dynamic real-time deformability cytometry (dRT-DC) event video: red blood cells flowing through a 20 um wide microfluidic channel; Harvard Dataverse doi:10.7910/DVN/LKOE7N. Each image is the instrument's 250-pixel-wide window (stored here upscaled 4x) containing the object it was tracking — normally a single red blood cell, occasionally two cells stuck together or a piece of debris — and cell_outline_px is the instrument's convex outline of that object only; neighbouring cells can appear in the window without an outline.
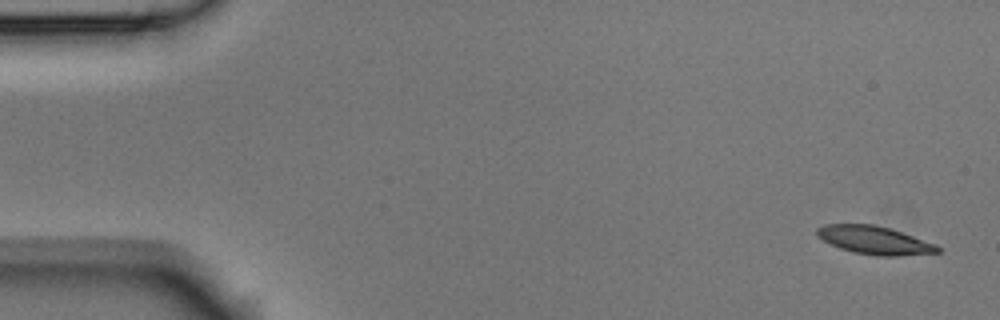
{"species": "Egyptian fruit bat (a non-hibernating species)", "species_latin": "Rousettus aegyptiacus", "temperature_condition": "room temperature", "stored_images_in_passage": 6, "camera_frame_rate_fps": 3000, "um_per_image_px": 0.085, "animal": {"sex": "male"}, "frame": {"image": 1, "passage_image": 1, "time_ms": 0.0, "image_size_px": [1000, 320], "cell_outline_px": [[940, 252], [900, 256], [876, 256], [852, 252], [840, 248], [816, 236], [816, 228], [824, 224], [872, 224], [888, 228], [936, 244], [940, 248]], "centroid_in_image_um": [74.3, 20.42], "position_along_channel_um": 10.7, "area_um2": 19.65}}